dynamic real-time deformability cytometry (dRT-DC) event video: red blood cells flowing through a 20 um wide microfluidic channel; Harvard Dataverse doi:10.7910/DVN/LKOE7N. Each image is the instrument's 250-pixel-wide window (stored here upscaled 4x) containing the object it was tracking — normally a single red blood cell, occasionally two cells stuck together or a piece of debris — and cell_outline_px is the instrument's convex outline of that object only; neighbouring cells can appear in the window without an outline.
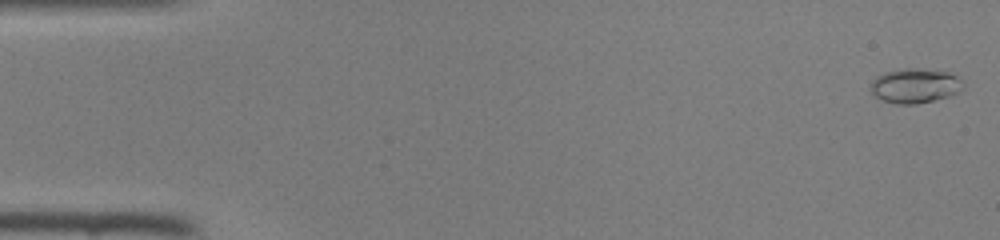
{"species": "common noctule bat (a hibernating species)", "species_latin": "Nyctalus noctula", "temperature_condition": "room temperature", "stored_images_in_passage": 47, "camera_frame_rate_fps": 3000, "um_per_image_px": 0.085, "animal": {"sex": "female", "body_mass_g": 22.0, "forearm_length_mm": 56.7}, "frame": {"image": 1, "passage_image": 1, "time_ms": 0.0, "image_size_px": [1000, 240], "cell_outline_px": [[960, 80], [956, 92], [948, 96], [916, 104], [896, 104], [884, 100], [876, 96], [872, 92], [872, 80], [876, 76], [884, 72], [900, 68], [916, 68], [948, 72], [956, 76]], "centroid_in_image_um": [77.69, 7.27], "position_along_channel_um": 7.3, "area_um2": 18.09}}
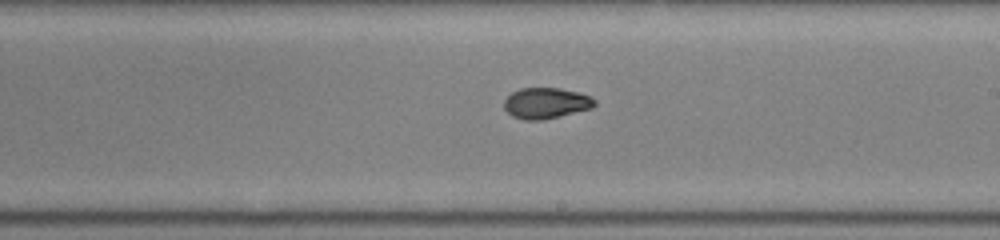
{"frame": {"image": 2, "passage_image": 27, "time_ms": 8.667, "image_size_px": [1000, 240], "cell_outline_px": [[596, 104], [592, 108], [540, 120], [524, 120], [512, 116], [504, 108], [504, 100], [512, 92], [520, 88], [560, 88], [580, 92], [592, 96], [596, 100]], "centroid_in_image_um": [46.42, 8.75], "position_along_channel_um": 242.6, "area_um2": 16.3}}
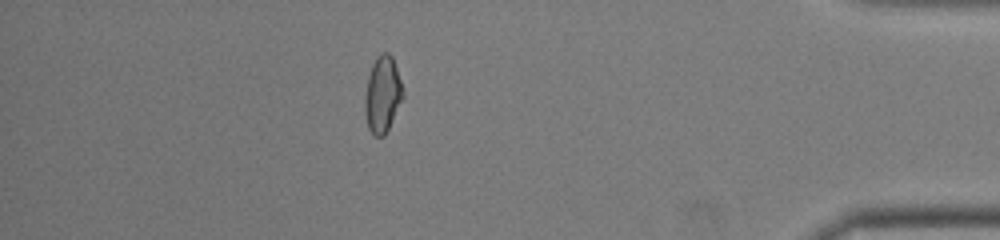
{"frame": {"image": 3, "passage_image": 41, "time_ms": 13.333, "image_size_px": [1000, 240], "cell_outline_px": [[404, 96], [384, 136], [372, 136], [368, 128], [364, 112], [364, 96], [368, 76], [372, 64], [376, 56], [380, 52], [388, 52], [392, 56], [400, 80]], "centroid_in_image_um": [32.48, 8.02], "position_along_channel_um": 402.7, "area_um2": 16.99}}